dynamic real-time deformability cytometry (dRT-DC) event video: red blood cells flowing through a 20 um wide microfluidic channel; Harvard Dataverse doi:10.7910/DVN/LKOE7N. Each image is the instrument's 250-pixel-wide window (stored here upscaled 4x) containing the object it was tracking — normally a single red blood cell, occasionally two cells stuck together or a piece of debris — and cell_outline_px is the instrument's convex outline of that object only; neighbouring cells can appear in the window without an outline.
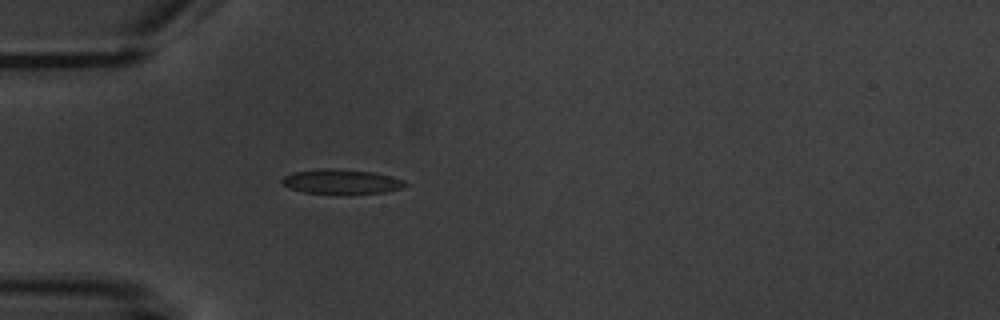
{"species": "common noctule bat (a hibernating species)", "species_latin": "Nyctalus noctula", "temperature_condition": "warm", "stored_images_in_passage": 1, "camera_frame_rate_fps": 3000, "um_per_image_px": 0.085, "animal": {"sex": "male", "body_mass_g": 20.1, "forearm_length_mm": 53.5}, "frame": {"image": 1, "passage_image": 1, "time_ms": 0.0, "image_size_px": [1000, 320], "cell_outline_px": [[408, 184], [404, 188], [384, 192], [304, 192], [288, 188], [280, 184], [280, 180], [284, 176], [292, 172], [324, 168], [332, 168], [372, 172], [404, 180]], "centroid_in_image_um": [28.96, 15.41], "position_along_channel_um": 56.0, "area_um2": 17.22}}